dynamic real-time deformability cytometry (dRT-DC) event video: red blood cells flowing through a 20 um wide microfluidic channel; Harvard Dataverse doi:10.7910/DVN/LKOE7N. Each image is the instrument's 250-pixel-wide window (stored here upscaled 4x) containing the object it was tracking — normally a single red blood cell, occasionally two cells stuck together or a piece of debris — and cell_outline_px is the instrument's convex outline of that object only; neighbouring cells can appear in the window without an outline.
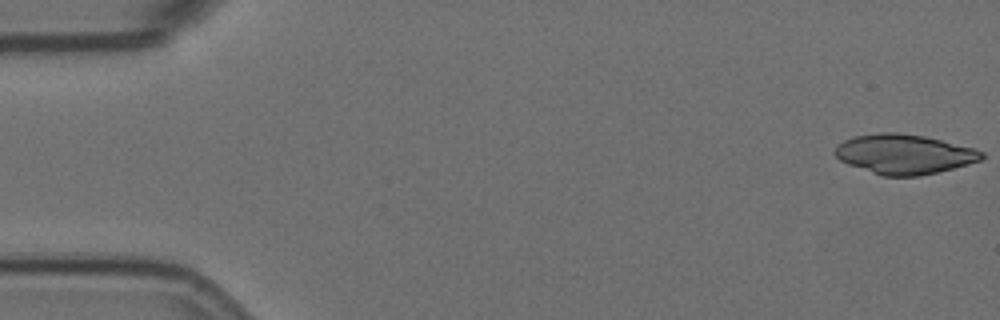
{"species": "Egyptian fruit bat (a non-hibernating species)", "species_latin": "Rousettus aegyptiacus", "temperature_condition": "room temperature", "stored_images_in_passage": 5, "camera_frame_rate_fps": 3000, "um_per_image_px": 0.085, "animal": {"sex": "female"}, "frame": {"image": 1, "passage_image": 1, "time_ms": 0.0, "image_size_px": [1000, 320], "cell_outline_px": [[984, 156], [980, 160], [968, 164], [920, 176], [884, 176], [848, 164], [840, 160], [836, 156], [836, 144], [852, 136], [880, 132], [896, 132], [924, 136], [976, 148], [984, 152]], "centroid_in_image_um": [76.86, 13.09], "position_along_channel_um": 8.1, "area_um2": 33.81}}